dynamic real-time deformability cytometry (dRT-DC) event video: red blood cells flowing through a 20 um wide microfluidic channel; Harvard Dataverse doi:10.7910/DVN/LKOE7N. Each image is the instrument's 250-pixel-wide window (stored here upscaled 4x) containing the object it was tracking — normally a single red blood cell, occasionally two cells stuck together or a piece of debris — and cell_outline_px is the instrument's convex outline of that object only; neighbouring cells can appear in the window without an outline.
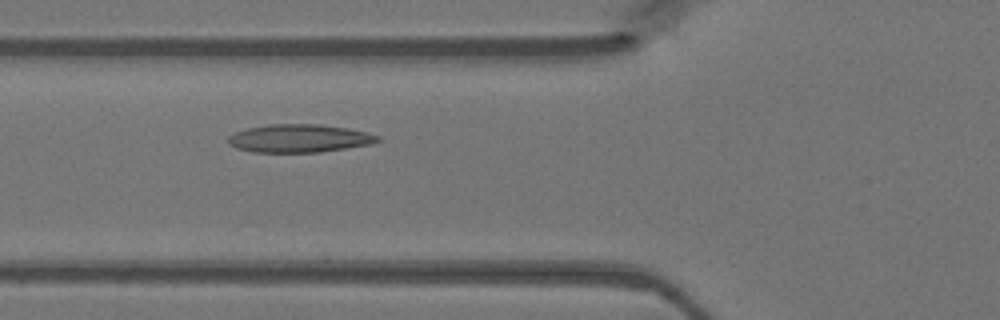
{"species": "Egyptian fruit bat (a non-hibernating species)", "species_latin": "Rousettus aegyptiacus", "temperature_condition": "warm", "stored_images_in_passage": 44, "camera_frame_rate_fps": 3000, "um_per_image_px": 0.085, "animal": {"sex": "female"}, "frame": {"image": 1, "passage_image": 14, "time_ms": 4.333, "image_size_px": [1000, 320], "cell_outline_px": [[380, 140], [372, 144], [320, 152], [252, 152], [236, 148], [228, 144], [228, 136], [236, 132], [248, 128], [268, 124], [320, 124], [348, 128], [368, 132], [380, 136]], "centroid_in_image_um": [25.45, 11.76], "position_along_channel_um": 100.3, "area_um2": 24.57}}
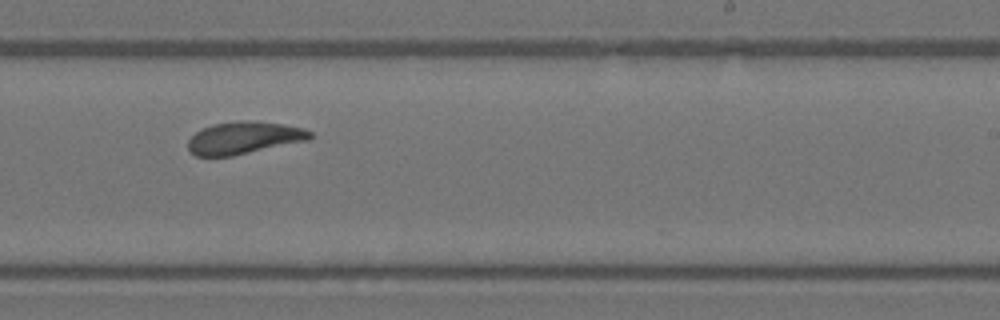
{"frame": {"image": 2, "passage_image": 26, "time_ms": 8.333, "image_size_px": [1000, 320], "cell_outline_px": [[312, 136], [308, 140], [232, 156], [196, 156], [188, 148], [188, 140], [196, 132], [212, 124], [256, 120], [304, 128], [312, 132]], "centroid_in_image_um": [20.74, 11.72], "position_along_channel_um": 268.3, "area_um2": 22.66}}
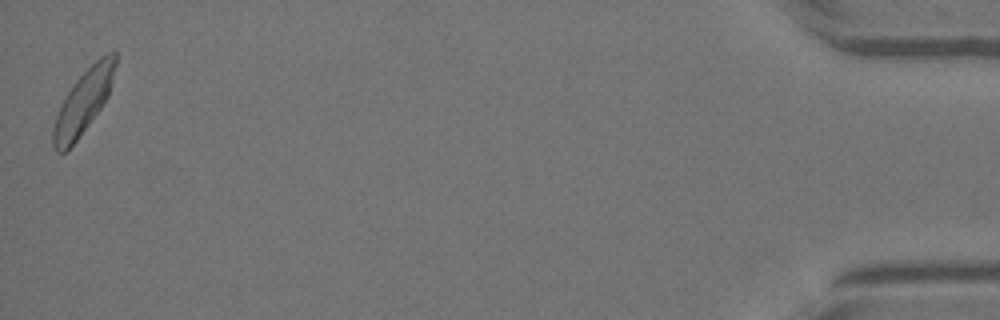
{"frame": {"image": 3, "passage_image": 44, "time_ms": 14.333, "image_size_px": [1000, 320], "cell_outline_px": [[116, 64], [108, 96], [100, 108], [76, 140], [64, 152], [56, 152], [52, 144], [52, 128], [56, 116], [72, 84], [100, 56], [108, 52], [116, 52]], "centroid_in_image_um": [7.08, 8.64], "position_along_channel_um": 428.1, "area_um2": 22.37}}